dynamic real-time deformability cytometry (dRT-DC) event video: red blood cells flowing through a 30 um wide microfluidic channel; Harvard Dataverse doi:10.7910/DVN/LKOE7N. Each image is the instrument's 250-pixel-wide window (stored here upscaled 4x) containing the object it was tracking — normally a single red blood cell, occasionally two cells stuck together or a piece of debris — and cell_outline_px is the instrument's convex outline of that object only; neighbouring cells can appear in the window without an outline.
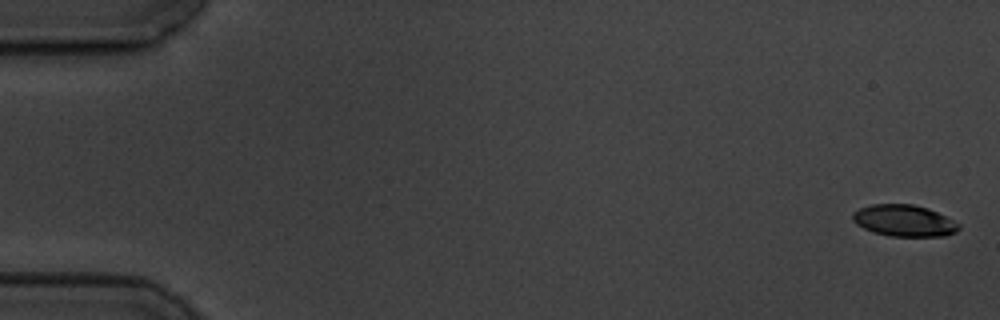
{"species": "common noctule bat (a hibernating species)", "species_latin": "Nyctalus noctula", "temperature_condition": "cold", "stored_images_in_passage": 5, "camera_frame_rate_fps": 3000, "um_per_image_px": 0.085, "animal": {"sex": "male", "body_mass_g": 19.5, "forearm_length_mm": 54.6}, "frame": {"image": 1, "passage_image": 1, "time_ms": 0.0, "image_size_px": [1000, 320], "cell_outline_px": [[960, 228], [956, 232], [944, 236], [888, 236], [872, 232], [856, 224], [852, 220], [852, 212], [860, 208], [872, 204], [912, 204], [928, 208], [960, 224]], "centroid_in_image_um": [76.82, 18.76], "position_along_channel_um": 8.2, "area_um2": 19.54}}
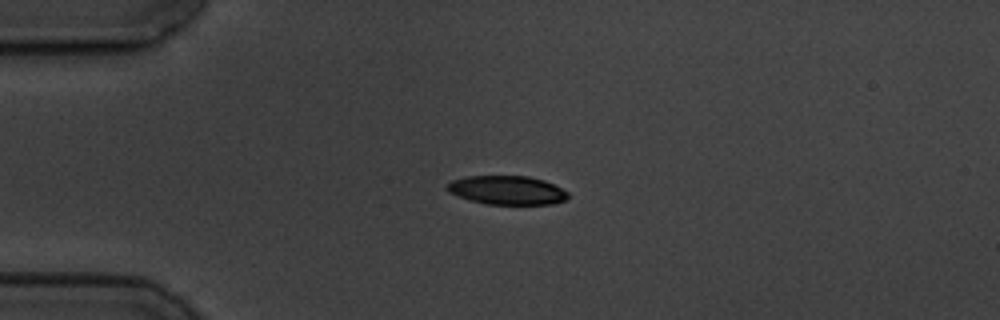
{"frame": {"image": 2, "passage_image": 4, "time_ms": 4.333, "image_size_px": [1000, 320], "cell_outline_px": [[568, 196], [564, 200], [552, 204], [488, 204], [468, 200], [448, 192], [444, 188], [452, 180], [468, 176], [528, 176], [544, 180], [568, 192]], "centroid_in_image_um": [43.06, 16.16], "position_along_channel_um": 41.9, "area_um2": 20.23}}